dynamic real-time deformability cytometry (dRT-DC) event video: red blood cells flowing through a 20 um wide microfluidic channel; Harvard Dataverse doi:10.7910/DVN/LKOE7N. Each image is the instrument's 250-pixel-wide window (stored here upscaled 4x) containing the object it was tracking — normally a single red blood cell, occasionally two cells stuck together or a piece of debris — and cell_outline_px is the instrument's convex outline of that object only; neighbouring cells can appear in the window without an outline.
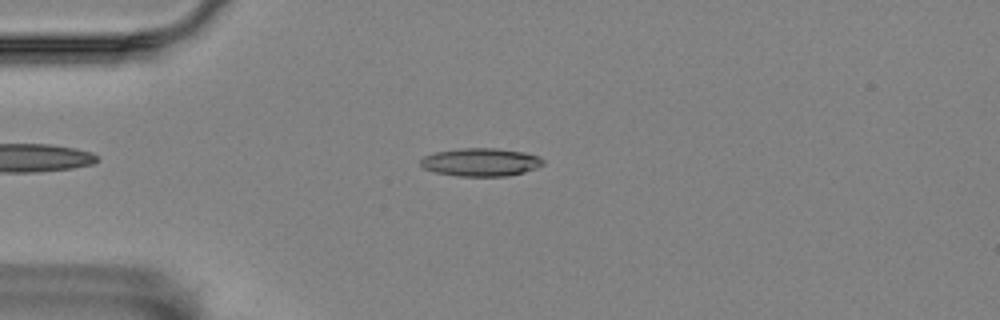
{"species": "Egyptian fruit bat (a non-hibernating species)", "species_latin": "Rousettus aegyptiacus", "temperature_condition": "room temperature", "stored_images_in_passage": 47, "camera_frame_rate_fps": 3000, "um_per_image_px": 0.085, "animal": {"sex": "female"}, "frame": {"image": 1, "passage_image": 5, "time_ms": 1.333, "image_size_px": [1000, 320], "cell_outline_px": [[544, 164], [536, 168], [524, 172], [508, 176], [456, 176], [432, 172], [424, 168], [420, 164], [420, 160], [424, 156], [436, 152], [460, 148], [496, 148], [524, 152], [536, 156], [544, 160]], "centroid_in_image_um": [40.84, 13.79], "position_along_channel_um": 44.2, "area_um2": 20.11}}
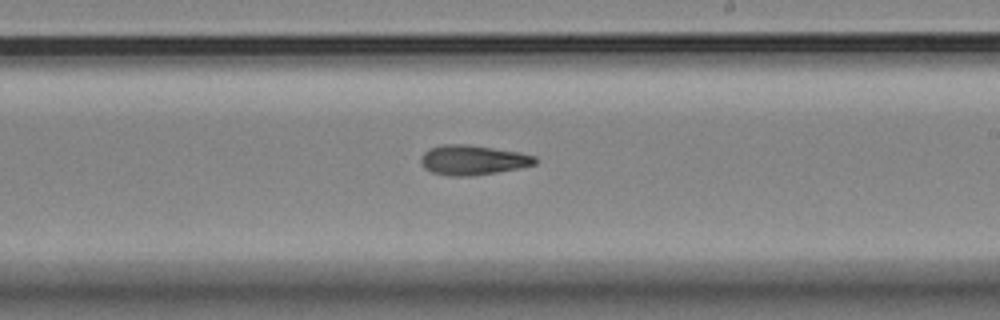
{"frame": {"image": 2, "passage_image": 24, "time_ms": 7.667, "image_size_px": [1000, 320], "cell_outline_px": [[536, 164], [520, 168], [472, 176], [448, 176], [432, 172], [424, 168], [420, 160], [424, 152], [428, 148], [444, 144], [468, 144], [520, 152], [536, 156]], "centroid_in_image_um": [40.18, 13.6], "position_along_channel_um": 248.8, "area_um2": 19.94}}
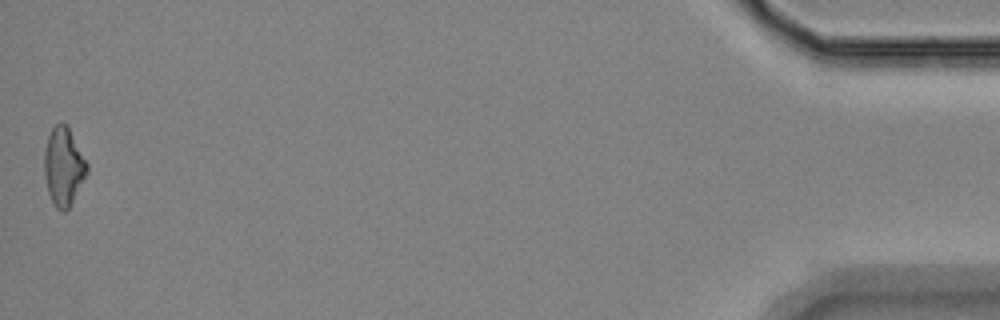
{"frame": {"image": 3, "passage_image": 47, "time_ms": 15.333, "image_size_px": [1000, 320], "cell_outline_px": [[88, 172], [68, 208], [64, 212], [56, 208], [48, 192], [44, 172], [44, 148], [48, 136], [52, 128], [56, 124], [68, 124], [88, 164]], "centroid_in_image_um": [5.4, 14.12], "position_along_channel_um": 429.8, "area_um2": 19.36}, "authors_computed_cell_mechanics": {"area_um2": 19.4786, "velocity_mm_per_s": 3.5353, "shape_relaxation_time_tau1_ms": 4.973, "shape_relaxation_time_tau2_ms": 4.8491, "deformation_change_tau1": 0.146, "deformation_change_tau2": 0.1533}}